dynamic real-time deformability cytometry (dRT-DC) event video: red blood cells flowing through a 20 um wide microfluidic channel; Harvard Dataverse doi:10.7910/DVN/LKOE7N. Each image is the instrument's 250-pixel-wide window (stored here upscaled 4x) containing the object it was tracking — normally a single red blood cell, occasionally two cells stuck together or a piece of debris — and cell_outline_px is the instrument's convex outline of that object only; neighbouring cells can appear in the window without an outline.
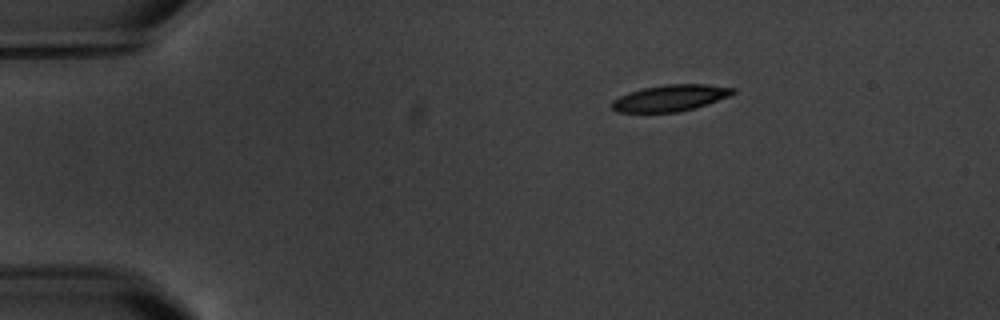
{"species": "common noctule bat (a hibernating species)", "species_latin": "Nyctalus noctula", "temperature_condition": "warm", "stored_images_in_passage": 3, "camera_frame_rate_fps": 3000, "um_per_image_px": 0.085, "animal": {"sex": "male", "body_mass_g": 20.1, "forearm_length_mm": 53.5}, "frame": {"image": 1, "passage_image": 1, "time_ms": 0.0, "image_size_px": [1000, 320], "cell_outline_px": [[736, 92], [728, 96], [692, 108], [676, 112], [616, 112], [612, 108], [612, 100], [628, 92], [644, 88], [664, 84], [704, 84], [736, 88]], "centroid_in_image_um": [56.93, 8.32], "position_along_channel_um": 28.1, "area_um2": 18.32}}